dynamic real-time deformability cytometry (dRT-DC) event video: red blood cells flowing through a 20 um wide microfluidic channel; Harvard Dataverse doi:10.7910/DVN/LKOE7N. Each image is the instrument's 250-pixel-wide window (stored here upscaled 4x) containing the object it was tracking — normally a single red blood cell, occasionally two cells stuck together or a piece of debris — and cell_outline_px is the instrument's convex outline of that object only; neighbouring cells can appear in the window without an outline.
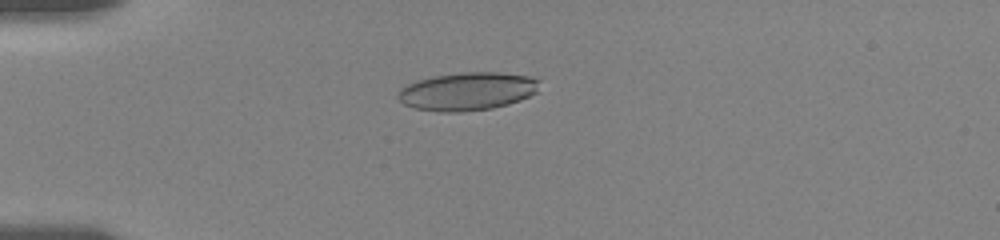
{"species": "human", "species_latin": "Homo sapiens", "temperature_condition": "room temperature", "stored_images_in_passage": 57, "camera_frame_rate_fps": 3000, "um_per_image_px": 0.085, "donor": {"sex": "female"}, "frame": {"image": 1, "passage_image": 16, "time_ms": 5.0, "image_size_px": [1000, 240], "cell_outline_px": [[540, 80], [536, 92], [520, 100], [508, 104], [492, 108], [460, 112], [440, 112], [416, 108], [404, 104], [396, 96], [400, 88], [416, 80], [432, 76], [460, 72], [496, 72], [532, 76]], "centroid_in_image_um": [39.71, 7.75], "position_along_channel_um": 45.3, "area_um2": 31.5}}
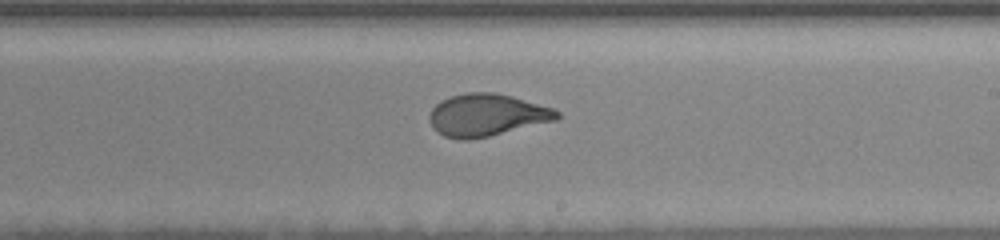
{"frame": {"image": 2, "passage_image": 35, "time_ms": 11.333, "image_size_px": [1000, 240], "cell_outline_px": [[560, 116], [556, 120], [488, 136], [468, 140], [460, 140], [444, 136], [436, 132], [432, 128], [428, 120], [428, 116], [432, 108], [440, 100], [452, 96], [468, 92], [496, 92], [512, 96], [552, 108], [560, 112]], "centroid_in_image_um": [41.32, 9.78], "position_along_channel_um": 247.7, "area_um2": 31.44}}
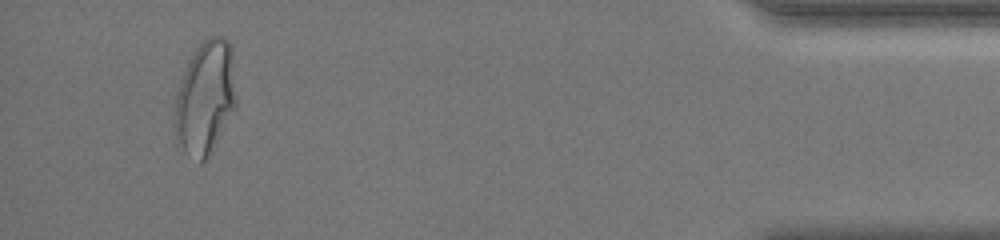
{"frame": {"image": 3, "passage_image": 54, "time_ms": 17.667, "image_size_px": [1000, 240], "cell_outline_px": [[236, 104], [208, 156], [200, 164], [184, 152], [176, 144], [176, 96], [184, 72], [196, 48], [208, 36], [220, 36], [228, 40], [232, 44], [236, 96]], "centroid_in_image_um": [17.46, 8.29], "position_along_channel_um": 417.7, "area_um2": 40.11}, "authors_computed_cell_mechanics": {"area_um2": 31.6166, "velocity_mm_per_s": 3.6169, "shape_relaxation_time_tau1_ms": 4.7513, "shape_relaxation_time_tau2_ms": 0.8174, "deformation_change_tau1": 0.194, "deformation_change_tau2": 0.0736}}